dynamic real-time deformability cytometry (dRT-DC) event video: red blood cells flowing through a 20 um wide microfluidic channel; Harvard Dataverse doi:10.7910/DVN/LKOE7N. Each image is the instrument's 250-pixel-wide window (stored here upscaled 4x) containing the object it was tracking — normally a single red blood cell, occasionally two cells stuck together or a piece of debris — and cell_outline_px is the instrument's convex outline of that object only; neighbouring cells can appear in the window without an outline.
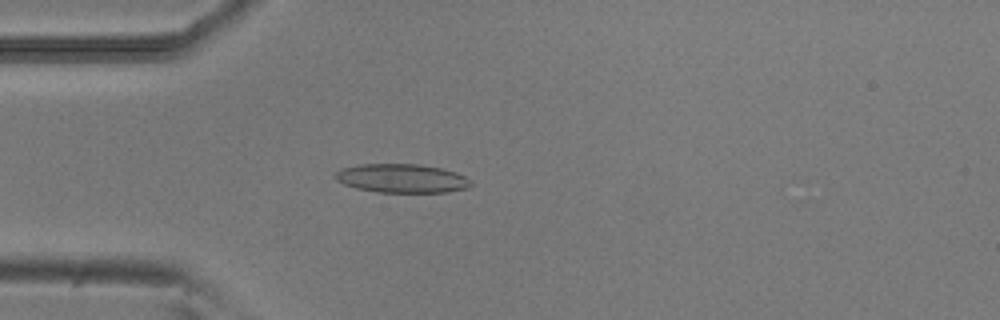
{"species": "common noctule bat (a hibernating species)", "species_latin": "Nyctalus noctula", "temperature_condition": "room temperature", "stored_images_in_passage": 49, "camera_frame_rate_fps": 3000, "um_per_image_px": 0.085, "animal": {"sex": "male", "body_mass_g": 20.5, "forearm_length_mm": 52.5}, "frame": {"image": 1, "passage_image": 12, "time_ms": 3.667, "image_size_px": [1000, 320], "cell_outline_px": [[472, 184], [468, 188], [448, 192], [376, 192], [356, 188], [344, 184], [336, 180], [336, 172], [340, 168], [360, 164], [420, 164], [440, 168], [456, 172], [464, 176]], "centroid_in_image_um": [34.14, 15.16], "position_along_channel_um": 50.9, "area_um2": 22.72}}
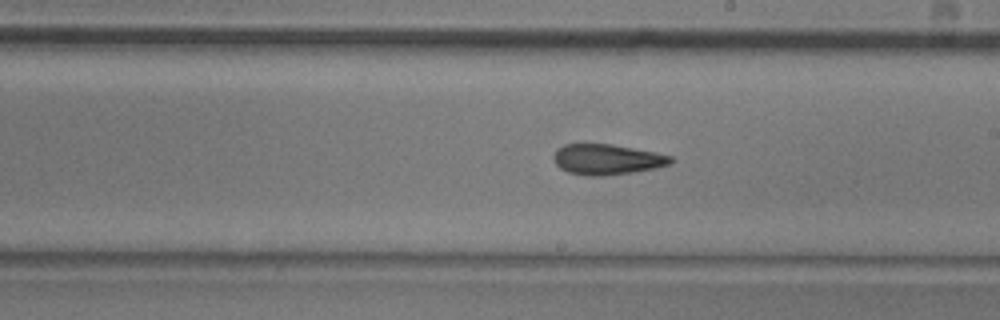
{"frame": {"image": 2, "passage_image": 27, "time_ms": 8.667, "image_size_px": [1000, 320], "cell_outline_px": [[676, 160], [672, 164], [656, 168], [632, 172], [604, 176], [588, 176], [568, 172], [560, 168], [552, 160], [552, 156], [556, 148], [564, 144], [612, 144], [656, 152], [672, 156]], "centroid_in_image_um": [51.6, 13.55], "position_along_channel_um": 237.4, "area_um2": 21.15}}
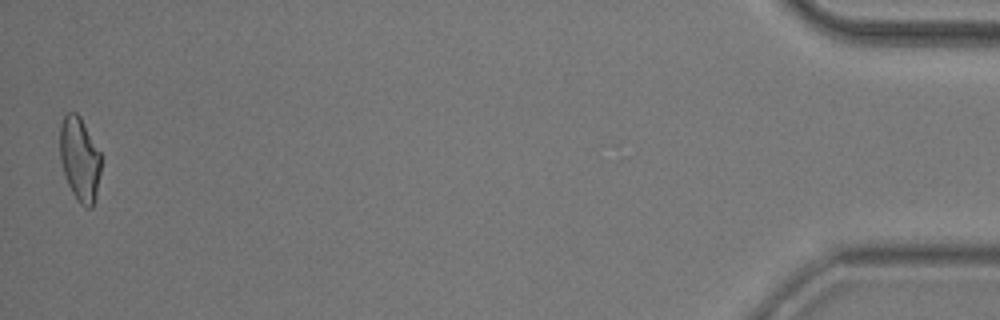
{"frame": {"image": 3, "passage_image": 49, "time_ms": 16.0, "image_size_px": [1000, 320], "cell_outline_px": [[100, 172], [96, 200], [92, 208], [88, 208], [80, 204], [76, 200], [68, 184], [60, 160], [60, 124], [64, 116], [68, 112], [76, 112], [80, 116], [100, 152]], "centroid_in_image_um": [6.77, 13.54], "position_along_channel_um": 428.4, "area_um2": 20.17}, "authors_computed_cell_mechanics": {"area_um2": 21.0392, "velocity_mm_per_s": 3.8884, "shape_relaxation_time_tau1_ms": 10.1096, "shape_relaxation_time_tau2_ms": 3.0142, "deformation_change_tau1": 0.224, "deformation_change_tau2": 0.1095}}